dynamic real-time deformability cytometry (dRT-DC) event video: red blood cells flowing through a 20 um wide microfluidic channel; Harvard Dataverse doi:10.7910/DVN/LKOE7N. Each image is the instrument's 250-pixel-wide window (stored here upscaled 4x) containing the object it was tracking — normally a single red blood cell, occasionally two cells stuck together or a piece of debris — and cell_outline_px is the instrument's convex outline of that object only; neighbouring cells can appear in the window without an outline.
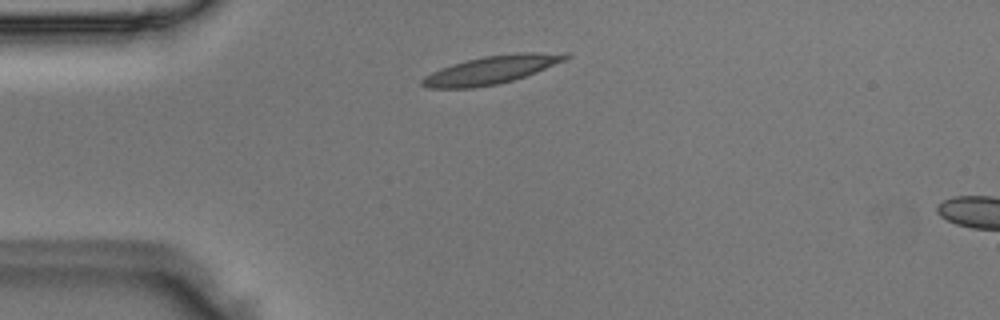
{"species": "Egyptian fruit bat (a non-hibernating species)", "species_latin": "Rousettus aegyptiacus", "temperature_condition": "room temperature", "stored_images_in_passage": 3, "camera_frame_rate_fps": 3000, "um_per_image_px": 0.085, "animal": {"sex": "male"}, "frame": {"image": 1, "passage_image": 2, "time_ms": 0.333, "image_size_px": [1000, 320], "cell_outline_px": [[572, 56], [564, 60], [536, 72], [512, 80], [496, 84], [472, 88], [428, 88], [420, 84], [420, 80], [424, 76], [440, 68], [452, 64], [484, 56], [516, 52], [564, 52]], "centroid_in_image_um": [41.75, 5.92], "position_along_channel_um": 43.2, "area_um2": 23.41}}